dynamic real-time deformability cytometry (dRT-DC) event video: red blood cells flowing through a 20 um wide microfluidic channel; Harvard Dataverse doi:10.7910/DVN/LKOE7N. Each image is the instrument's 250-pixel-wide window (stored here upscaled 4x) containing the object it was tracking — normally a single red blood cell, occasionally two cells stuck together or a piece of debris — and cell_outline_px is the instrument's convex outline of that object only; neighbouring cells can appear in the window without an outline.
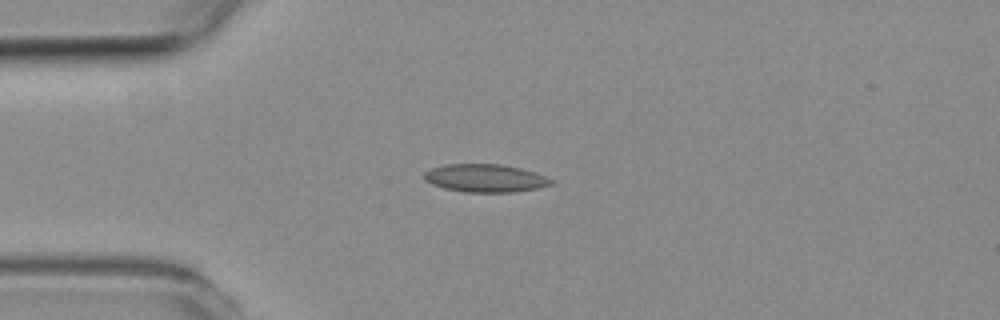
{"species": "common noctule bat (a hibernating species)", "species_latin": "Nyctalus noctula", "temperature_condition": "room temperature", "stored_images_in_passage": 8, "camera_frame_rate_fps": 3000, "um_per_image_px": 0.085, "animal": {"sex": "female", "body_mass_g": 19.3, "forearm_length_mm": 54.1}, "frame": {"image": 1, "passage_image": 3, "time_ms": 3.333, "image_size_px": [1000, 320], "cell_outline_px": [[552, 184], [536, 188], [512, 192], [464, 192], [444, 188], [432, 184], [424, 180], [424, 172], [432, 168], [444, 164], [500, 164], [520, 168], [536, 172], [552, 180]], "centroid_in_image_um": [41.21, 15.14], "position_along_channel_um": 43.8, "area_um2": 20.58}}
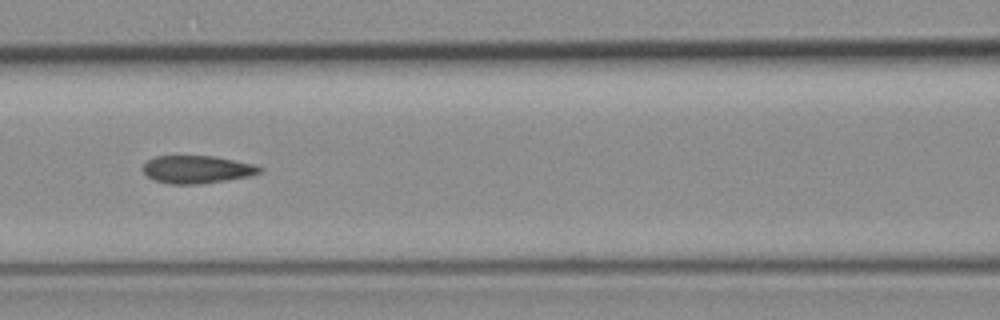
{"frame": {"image": 2, "passage_image": 6, "time_ms": 6.667, "image_size_px": [1000, 320], "cell_outline_px": [[264, 168], [260, 172], [252, 176], [228, 180], [200, 184], [168, 184], [152, 180], [144, 172], [144, 164], [148, 160], [156, 156], [212, 156], [256, 164]], "centroid_in_image_um": [16.78, 14.41], "position_along_channel_um": 149.8, "area_um2": 19.02}}
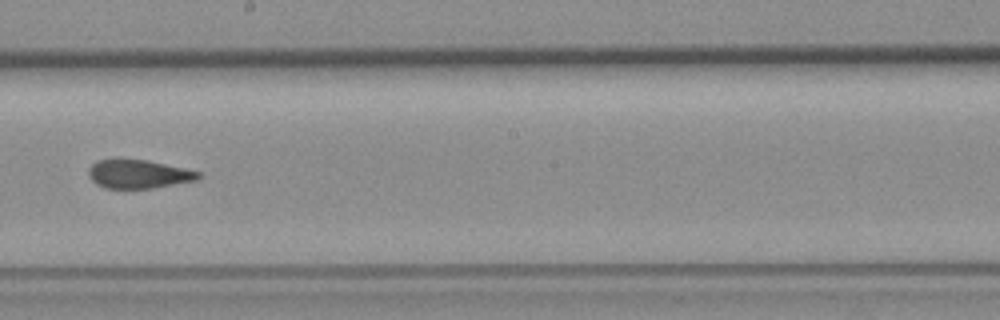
{"frame": {"image": 3, "passage_image": 8, "time_ms": 9.0, "image_size_px": [1000, 320], "cell_outline_px": [[200, 176], [196, 180], [152, 188], [104, 188], [96, 184], [88, 176], [88, 168], [96, 160], [112, 156], [120, 156], [148, 160], [184, 168], [200, 172]], "centroid_in_image_um": [11.67, 14.74], "position_along_channel_um": 236.5, "area_um2": 18.96}}